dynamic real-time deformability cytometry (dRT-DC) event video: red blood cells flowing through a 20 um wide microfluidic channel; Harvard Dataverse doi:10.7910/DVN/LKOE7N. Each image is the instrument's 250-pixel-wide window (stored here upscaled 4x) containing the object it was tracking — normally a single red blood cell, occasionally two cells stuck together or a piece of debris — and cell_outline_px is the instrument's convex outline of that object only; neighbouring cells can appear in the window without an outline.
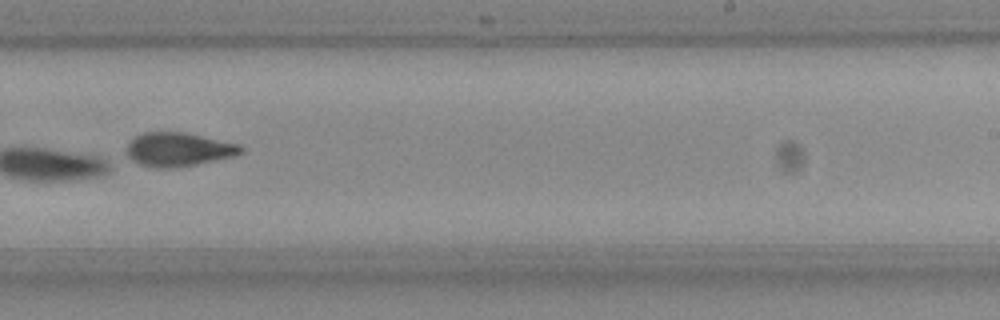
{"species": "Egyptian fruit bat (a non-hibernating species)", "species_latin": "Rousettus aegyptiacus", "temperature_condition": "room temperature", "stored_images_in_passage": 9, "camera_frame_rate_fps": 3000, "um_per_image_px": 0.085, "frame": {"image": 1, "passage_image": 8, "time_ms": 2.333, "image_size_px": [1000, 320], "cell_outline_px": [[244, 148], [240, 152], [232, 156], [196, 164], [160, 168], [140, 164], [128, 156], [128, 144], [136, 136], [144, 132], [184, 132], [240, 144]], "centroid_in_image_um": [15.18, 12.68], "position_along_channel_um": 273.8, "area_um2": 21.85}}